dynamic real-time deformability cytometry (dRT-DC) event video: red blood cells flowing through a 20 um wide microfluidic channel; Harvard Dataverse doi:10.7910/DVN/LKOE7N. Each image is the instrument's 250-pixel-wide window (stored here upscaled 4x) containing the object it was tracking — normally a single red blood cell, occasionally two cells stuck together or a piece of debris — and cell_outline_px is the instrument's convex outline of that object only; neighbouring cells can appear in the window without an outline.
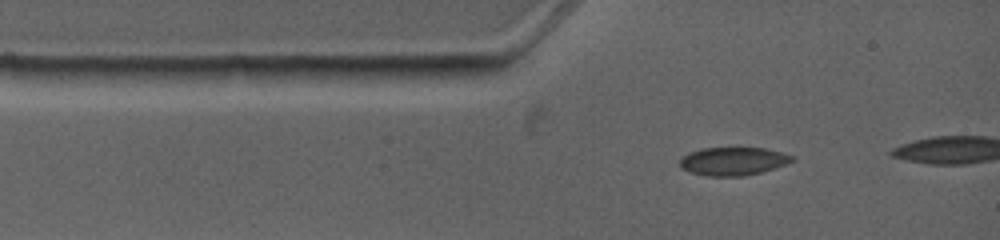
{"species": "common noctule bat (a hibernating species)", "species_latin": "Nyctalus noctula", "temperature_condition": "warm", "stored_images_in_passage": 3, "segment_of_instrument_passage": [1, 2], "camera_frame_rate_fps": 4500, "um_per_image_px": 0.085, "animal": {"sex": "female", "body_mass_g": 19.0, "forearm_length_mm": 53.3}, "frame": {"image": 1, "passage_image": 1, "time_ms": 0.0, "image_size_px": [1000, 240], "cell_outline_px": [[796, 160], [776, 168], [744, 176], [708, 176], [688, 172], [680, 168], [680, 160], [688, 152], [700, 148], [764, 148], [784, 152], [796, 156]], "centroid_in_image_um": [62.35, 13.7], "position_along_channel_um": 22.7, "area_um2": 18.73}}